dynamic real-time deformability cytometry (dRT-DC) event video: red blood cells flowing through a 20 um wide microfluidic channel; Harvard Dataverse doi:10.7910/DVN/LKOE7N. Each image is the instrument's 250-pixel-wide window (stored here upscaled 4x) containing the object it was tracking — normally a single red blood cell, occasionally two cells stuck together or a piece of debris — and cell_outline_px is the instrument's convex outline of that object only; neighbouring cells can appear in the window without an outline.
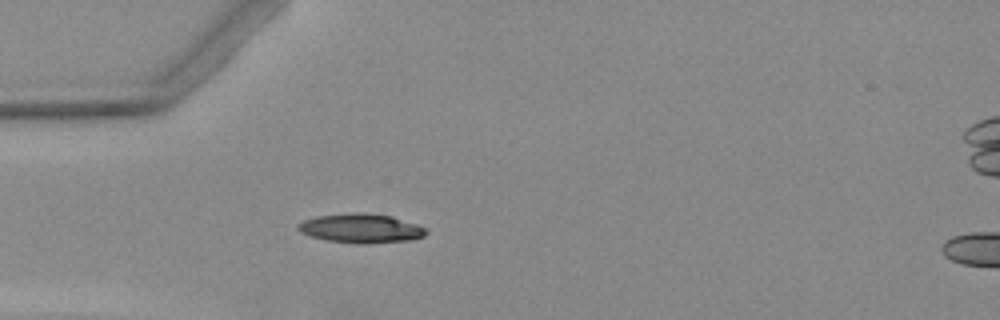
{"species": "Egyptian fruit bat (a non-hibernating species)", "species_latin": "Rousettus aegyptiacus", "temperature_condition": "warm", "stored_images_in_passage": 2, "segment_of_instrument_passage": [1, 2], "camera_frame_rate_fps": 3000, "um_per_image_px": 0.085, "animal": {"sex": "female"}, "frame": {"image": 1, "passage_image": 1, "time_ms": 0.0, "image_size_px": [1000, 320], "cell_outline_px": [[428, 232], [424, 236], [408, 240], [364, 244], [324, 240], [300, 232], [296, 228], [296, 224], [304, 220], [316, 216], [356, 212], [364, 212], [392, 216], [416, 224], [424, 228]], "centroid_in_image_um": [30.65, 19.4], "position_along_channel_um": 54.4, "area_um2": 21.73}}